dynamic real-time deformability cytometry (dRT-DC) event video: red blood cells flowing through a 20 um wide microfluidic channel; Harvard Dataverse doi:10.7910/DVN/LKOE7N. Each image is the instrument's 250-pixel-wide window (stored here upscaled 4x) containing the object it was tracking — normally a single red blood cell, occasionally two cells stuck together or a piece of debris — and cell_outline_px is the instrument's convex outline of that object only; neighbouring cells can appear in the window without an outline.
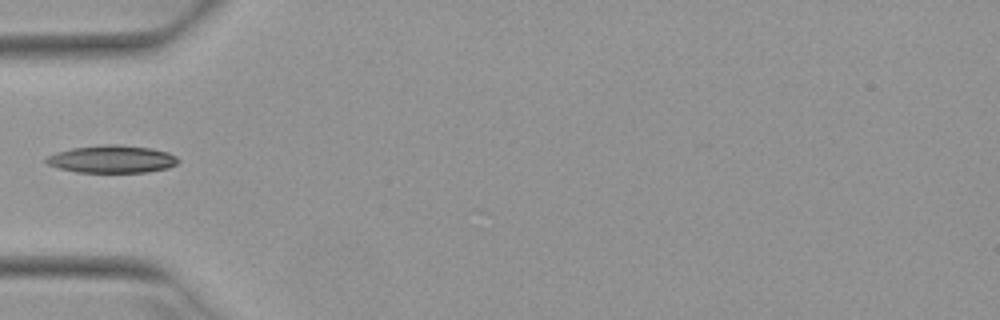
{"species": "Egyptian fruit bat (a non-hibernating species)", "species_latin": "Rousettus aegyptiacus", "temperature_condition": "warm", "stored_images_in_passage": 7, "camera_frame_rate_fps": 3000, "um_per_image_px": 0.085, "animal": {"sex": "female"}, "frame": {"image": 1, "passage_image": 1, "time_ms": 0.0, "image_size_px": [1000, 320], "cell_outline_px": [[180, 160], [176, 164], [168, 168], [148, 172], [76, 172], [60, 168], [48, 164], [44, 160], [48, 156], [56, 152], [72, 148], [108, 144], [116, 144], [152, 148], [168, 152], [176, 156]], "centroid_in_image_um": [9.54, 13.52], "position_along_channel_um": 75.5, "area_um2": 21.15}}